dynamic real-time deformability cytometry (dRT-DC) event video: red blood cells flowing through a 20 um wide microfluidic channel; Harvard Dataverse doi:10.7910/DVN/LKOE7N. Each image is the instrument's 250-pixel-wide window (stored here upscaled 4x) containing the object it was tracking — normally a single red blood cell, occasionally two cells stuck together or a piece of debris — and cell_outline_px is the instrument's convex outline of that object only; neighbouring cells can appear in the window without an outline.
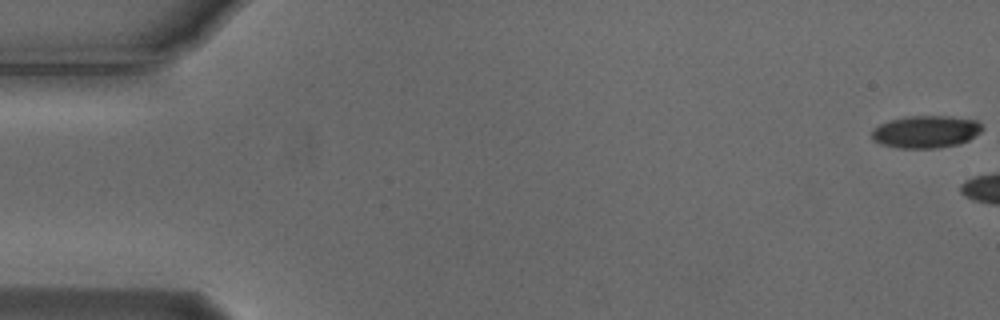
{"species": "Egyptian fruit bat (a non-hibernating species)", "species_latin": "Rousettus aegyptiacus", "temperature_condition": "cold", "stored_images_in_passage": 5, "camera_frame_rate_fps": 3000, "um_per_image_px": 0.085, "animal": {"sex": "male"}, "frame": {"image": 1, "passage_image": 1, "time_ms": 0.0, "image_size_px": [1000, 320], "cell_outline_px": [[984, 128], [980, 132], [968, 140], [960, 144], [936, 148], [896, 148], [880, 144], [872, 140], [872, 132], [880, 124], [904, 116], [952, 116], [976, 120]], "centroid_in_image_um": [78.7, 11.2], "position_along_channel_um": 6.3, "area_um2": 20.87}}